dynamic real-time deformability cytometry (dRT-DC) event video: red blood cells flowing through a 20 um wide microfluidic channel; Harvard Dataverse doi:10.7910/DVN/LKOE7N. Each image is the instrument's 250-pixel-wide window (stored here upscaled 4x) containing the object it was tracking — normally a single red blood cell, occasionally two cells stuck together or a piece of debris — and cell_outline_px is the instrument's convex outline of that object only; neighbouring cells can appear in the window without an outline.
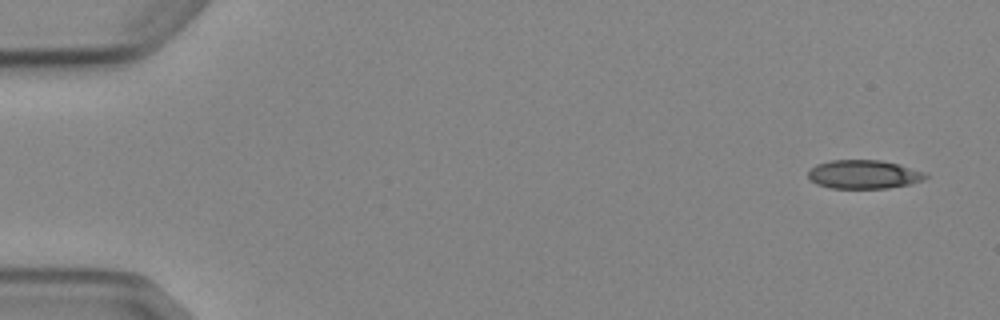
{"species": "Egyptian fruit bat (a non-hibernating species)", "species_latin": "Rousettus aegyptiacus", "temperature_condition": "cold", "stored_images_in_passage": 4, "camera_frame_rate_fps": 3000, "um_per_image_px": 0.085, "animal": {"sex": "female"}, "frame": {"image": 1, "passage_image": 1, "time_ms": 0.0, "image_size_px": [1000, 320], "cell_outline_px": [[928, 176], [924, 180], [908, 184], [888, 188], [832, 188], [816, 184], [808, 176], [808, 172], [816, 164], [832, 160], [880, 160], [896, 164], [924, 172]], "centroid_in_image_um": [73.4, 14.82], "position_along_channel_um": 11.6, "area_um2": 19.36}}
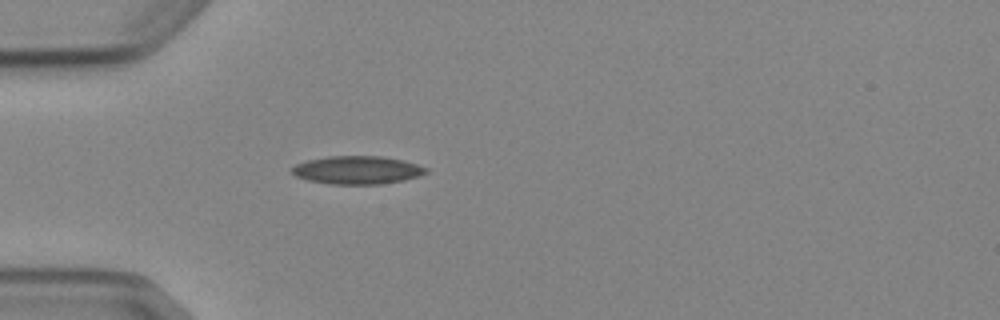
{"frame": {"image": 2, "passage_image": 4, "time_ms": 4.333, "image_size_px": [1000, 320], "cell_outline_px": [[428, 172], [404, 180], [380, 184], [332, 184], [308, 180], [296, 176], [292, 172], [292, 168], [296, 164], [308, 160], [328, 156], [380, 156], [404, 160], [428, 168]], "centroid_in_image_um": [30.37, 14.45], "position_along_channel_um": 54.6, "area_um2": 21.79}}